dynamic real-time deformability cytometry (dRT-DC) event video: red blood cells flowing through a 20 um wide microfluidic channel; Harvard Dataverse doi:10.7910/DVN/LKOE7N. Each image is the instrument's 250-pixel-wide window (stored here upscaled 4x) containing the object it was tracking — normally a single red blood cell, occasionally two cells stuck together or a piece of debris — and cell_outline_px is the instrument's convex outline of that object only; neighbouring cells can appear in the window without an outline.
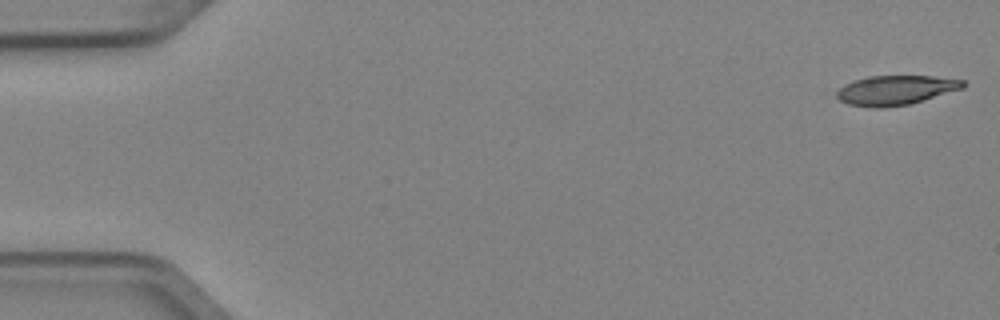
{"species": "Egyptian fruit bat (a non-hibernating species)", "species_latin": "Rousettus aegyptiacus", "temperature_condition": "cold", "stored_images_in_passage": 5, "camera_frame_rate_fps": 3000, "um_per_image_px": 0.085, "animal": {"sex": "female"}, "frame": {"image": 1, "passage_image": 1, "time_ms": 0.0, "image_size_px": [1000, 320], "cell_outline_px": [[968, 84], [964, 88], [908, 104], [880, 108], [872, 108], [848, 104], [840, 100], [836, 96], [836, 92], [844, 84], [852, 80], [868, 76], [932, 76], [964, 80]], "centroid_in_image_um": [76.11, 7.65], "position_along_channel_um": 8.9, "area_um2": 21.73}}
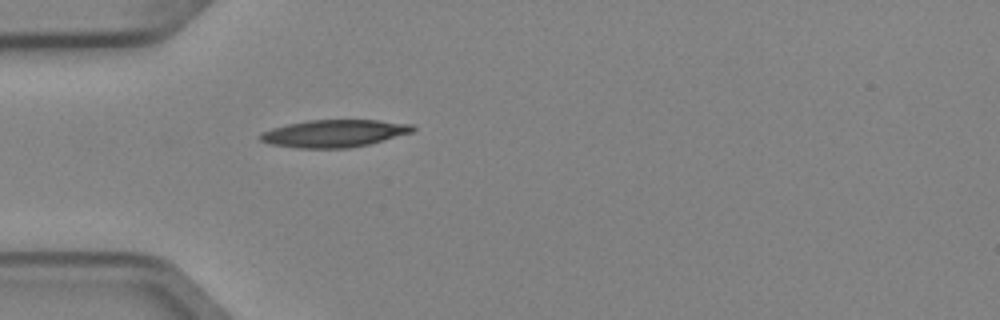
{"frame": {"image": 2, "passage_image": 5, "time_ms": 1.333, "image_size_px": [1000, 320], "cell_outline_px": [[416, 128], [412, 132], [368, 144], [348, 148], [300, 148], [268, 144], [260, 140], [260, 132], [272, 128], [288, 124], [308, 120], [380, 120], [412, 124]], "centroid_in_image_um": [28.38, 11.33], "position_along_channel_um": 56.6, "area_um2": 24.28}}